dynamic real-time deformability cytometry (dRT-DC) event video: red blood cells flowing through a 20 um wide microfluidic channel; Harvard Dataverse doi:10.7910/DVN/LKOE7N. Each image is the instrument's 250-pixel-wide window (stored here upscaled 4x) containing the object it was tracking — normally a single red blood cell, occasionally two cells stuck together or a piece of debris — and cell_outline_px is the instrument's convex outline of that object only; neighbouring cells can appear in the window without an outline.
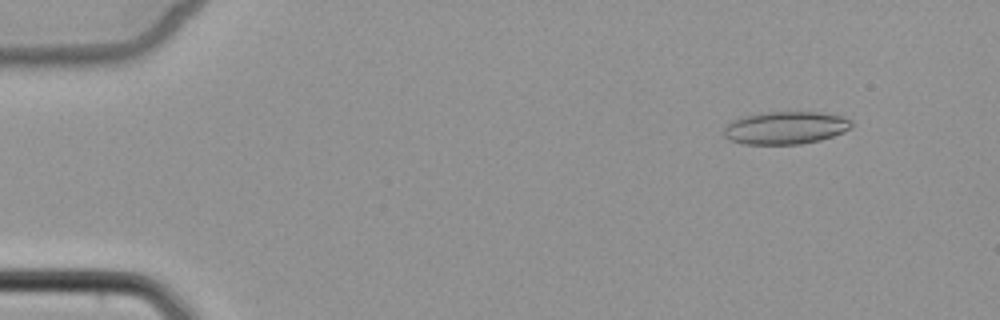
{"species": "common noctule bat (a hibernating species)", "species_latin": "Nyctalus noctula", "temperature_condition": "cold", "stored_images_in_passage": 4, "camera_frame_rate_fps": 3000, "um_per_image_px": 0.085, "animal": {"sex": "female", "body_mass_g": 22.7, "forearm_length_mm": 54.2}, "frame": {"image": 1, "passage_image": 1, "time_ms": 0.0, "image_size_px": [1000, 320], "cell_outline_px": [[852, 124], [844, 132], [820, 140], [800, 144], [744, 144], [728, 140], [724, 136], [724, 128], [732, 120], [744, 116], [768, 112], [816, 112], [844, 116], [852, 120]], "centroid_in_image_um": [66.76, 10.86], "position_along_channel_um": 18.2, "area_um2": 24.28}}